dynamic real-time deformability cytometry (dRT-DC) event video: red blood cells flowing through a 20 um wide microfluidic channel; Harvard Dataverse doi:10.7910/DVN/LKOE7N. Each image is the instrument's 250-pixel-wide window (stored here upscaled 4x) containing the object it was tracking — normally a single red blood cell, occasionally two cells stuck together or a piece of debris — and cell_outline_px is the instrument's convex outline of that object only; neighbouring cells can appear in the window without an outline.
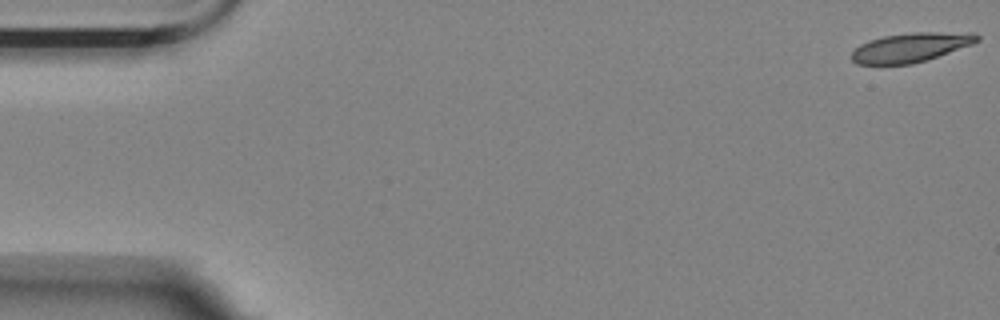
{"species": "Egyptian fruit bat (a non-hibernating species)", "species_latin": "Rousettus aegyptiacus", "temperature_condition": "room temperature", "stored_images_in_passage": 51, "camera_frame_rate_fps": 3000, "um_per_image_px": 0.085, "animal": {"sex": "female"}, "frame": {"image": 1, "passage_image": 1, "time_ms": 0.0, "image_size_px": [1000, 320], "cell_outline_px": [[980, 40], [972, 44], [912, 64], [856, 64], [852, 60], [852, 52], [860, 44], [868, 40], [884, 36], [912, 32], [972, 32], [980, 36]], "centroid_in_image_um": [77.41, 4.01], "position_along_channel_um": 7.6, "area_um2": 21.21}}
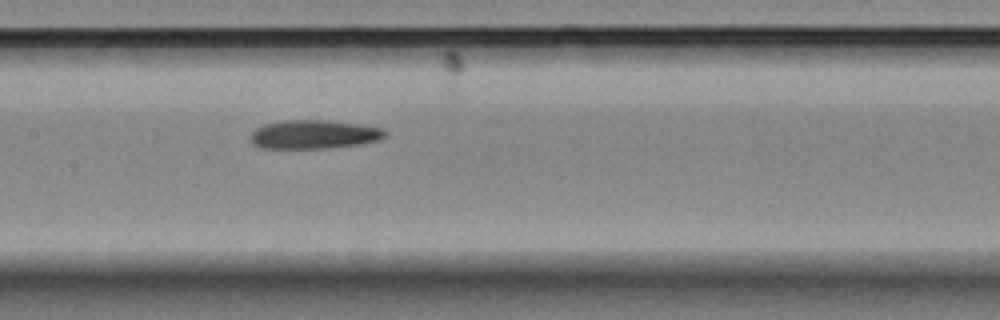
{"frame": {"image": 2, "passage_image": 27, "time_ms": 8.667, "image_size_px": [1000, 320], "cell_outline_px": [[388, 132], [384, 136], [376, 140], [360, 144], [324, 148], [260, 148], [252, 144], [252, 132], [256, 128], [264, 124], [284, 120], [324, 120], [360, 124], [384, 128]], "centroid_in_image_um": [26.68, 11.42], "position_along_channel_um": 180.7, "area_um2": 22.43}}
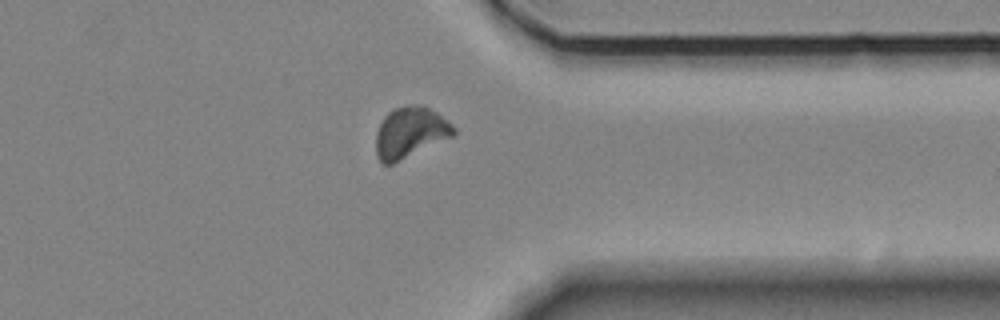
{"frame": {"image": 3, "passage_image": 44, "time_ms": 14.333, "image_size_px": [1000, 320], "cell_outline_px": [[456, 132], [452, 136], [392, 164], [384, 164], [376, 156], [376, 132], [384, 116], [392, 108], [408, 104], [416, 104], [428, 108], [436, 112], [452, 124], [456, 128]], "centroid_in_image_um": [34.84, 11.24], "position_along_channel_um": 376.6, "area_um2": 22.89}}